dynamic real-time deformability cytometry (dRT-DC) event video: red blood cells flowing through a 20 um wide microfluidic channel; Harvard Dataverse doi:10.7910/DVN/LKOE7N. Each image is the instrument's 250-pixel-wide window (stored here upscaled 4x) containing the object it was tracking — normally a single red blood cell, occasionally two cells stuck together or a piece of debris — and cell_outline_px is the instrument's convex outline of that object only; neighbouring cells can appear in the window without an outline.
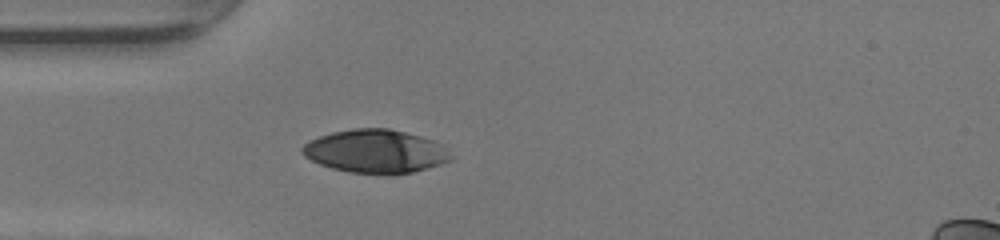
{"species": "human", "species_latin": "Homo sapiens", "temperature_condition": "warm", "stored_images_in_passage": 35, "camera_frame_rate_fps": 3000, "um_per_image_px": 0.085, "donor": {"sex": "female"}, "frame": {"image": 1, "passage_image": 1, "time_ms": 0.0, "image_size_px": [1000, 240], "cell_outline_px": [[452, 160], [440, 164], [412, 172], [348, 172], [332, 168], [320, 164], [304, 156], [300, 152], [300, 148], [304, 144], [320, 136], [332, 132], [352, 128], [388, 128], [436, 140], [452, 156]], "centroid_in_image_um": [31.9, 12.83], "position_along_channel_um": 53.1, "area_um2": 36.88}}
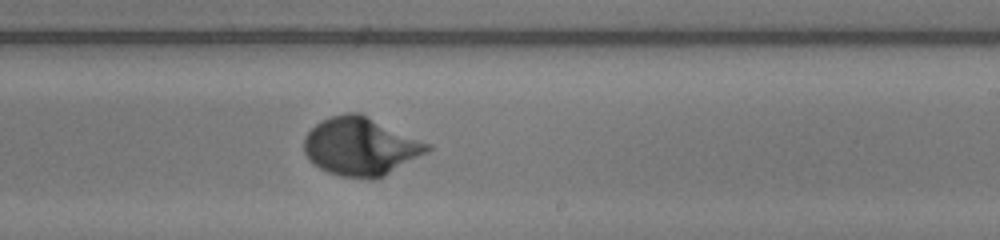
{"frame": {"image": 2, "passage_image": 16, "time_ms": 5.0, "image_size_px": [1000, 240], "cell_outline_px": [[432, 148], [384, 176], [376, 180], [372, 180], [340, 176], [328, 172], [320, 168], [308, 160], [304, 152], [304, 136], [316, 124], [332, 116], [348, 112], [360, 112], [432, 144]], "centroid_in_image_um": [30.65, 12.45], "position_along_channel_um": 258.4, "area_um2": 41.85}}
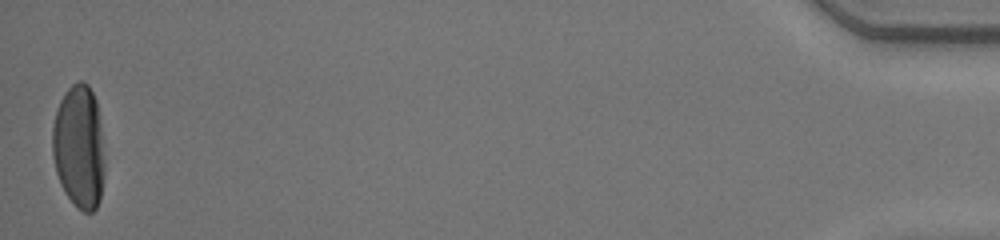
{"frame": {"image": 3, "passage_image": 35, "time_ms": 11.333, "image_size_px": [1000, 240], "cell_outline_px": [[104, 176], [100, 200], [96, 208], [92, 212], [84, 212], [76, 208], [64, 192], [60, 184], [56, 172], [52, 152], [52, 128], [56, 112], [60, 100], [64, 92], [72, 84], [80, 80], [84, 80], [88, 84], [96, 100], [100, 124], [104, 160]], "centroid_in_image_um": [6.71, 12.5], "position_along_channel_um": 428.5, "area_um2": 37.92}, "authors_computed_cell_mechanics": {"area_um2": 38.6682, "velocity_mm_per_s": 4.2586, "shape_relaxation_time_tau1_ms": 2.4316, "shape_relaxation_time_tau2_ms": null, "deformation_change_tau1": 0.1905, "deformation_change_tau2": null}}